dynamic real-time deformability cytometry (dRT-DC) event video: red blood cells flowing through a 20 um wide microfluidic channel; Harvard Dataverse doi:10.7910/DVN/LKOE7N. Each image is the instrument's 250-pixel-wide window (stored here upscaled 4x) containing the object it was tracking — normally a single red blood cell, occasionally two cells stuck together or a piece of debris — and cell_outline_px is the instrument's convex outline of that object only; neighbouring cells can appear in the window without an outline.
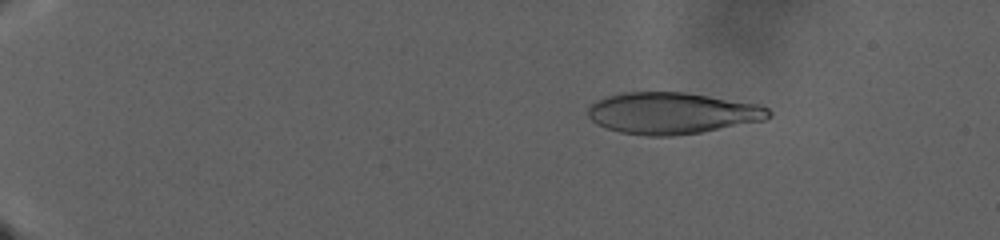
{"species": "human", "species_latin": "Homo sapiens", "temperature_condition": "warm", "stored_images_in_passage": 138, "camera_frame_rate_fps": 3000, "um_per_image_px": 0.085, "donor": {"sex": "male"}, "frame": {"image": 1, "passage_image": 25, "time_ms": 8.0, "image_size_px": [1000, 240], "cell_outline_px": [[772, 116], [764, 120], [700, 132], [672, 136], [644, 136], [620, 132], [604, 128], [596, 124], [588, 116], [588, 108], [596, 100], [604, 96], [620, 92], [684, 92], [760, 104], [768, 108], [772, 112]], "centroid_in_image_um": [57.1, 9.61], "position_along_channel_um": 27.9, "area_um2": 43.99}}
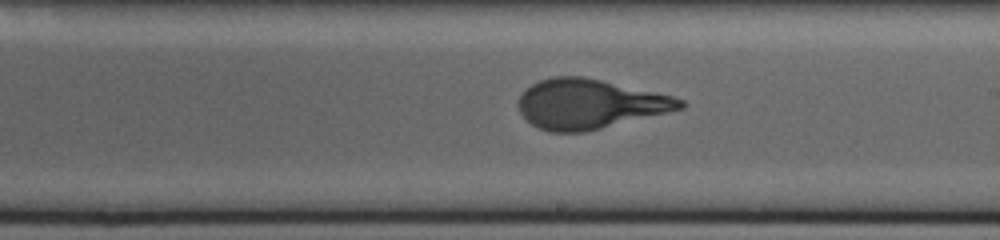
{"frame": {"image": 2, "passage_image": 89, "time_ms": 29.333, "image_size_px": [1000, 240], "cell_outline_px": [[688, 104], [684, 108], [584, 132], [548, 132], [532, 124], [520, 112], [516, 104], [520, 96], [532, 84], [540, 80], [552, 76], [584, 76], [672, 96], [684, 100]], "centroid_in_image_um": [50.1, 8.83], "position_along_channel_um": 238.9, "area_um2": 46.36}}
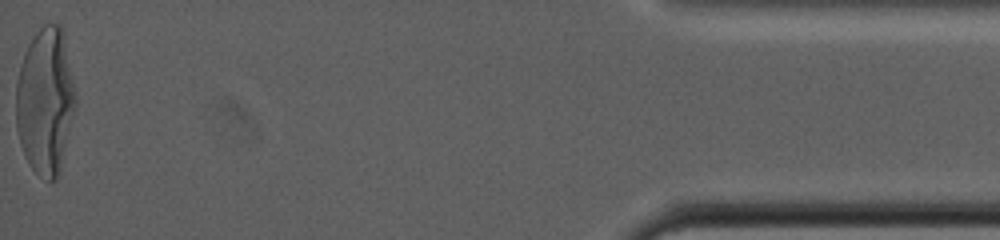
{"frame": {"image": 3, "passage_image": 138, "time_ms": 45.667, "image_size_px": [1000, 240], "cell_outline_px": [[76, 108], [60, 172], [56, 180], [48, 180], [36, 172], [28, 164], [24, 156], [20, 144], [16, 128], [16, 80], [20, 64], [24, 52], [28, 44], [36, 32], [44, 24], [60, 24], [64, 32], [76, 92]], "centroid_in_image_um": [3.86, 8.58], "position_along_channel_um": 431.3, "area_um2": 51.62}}